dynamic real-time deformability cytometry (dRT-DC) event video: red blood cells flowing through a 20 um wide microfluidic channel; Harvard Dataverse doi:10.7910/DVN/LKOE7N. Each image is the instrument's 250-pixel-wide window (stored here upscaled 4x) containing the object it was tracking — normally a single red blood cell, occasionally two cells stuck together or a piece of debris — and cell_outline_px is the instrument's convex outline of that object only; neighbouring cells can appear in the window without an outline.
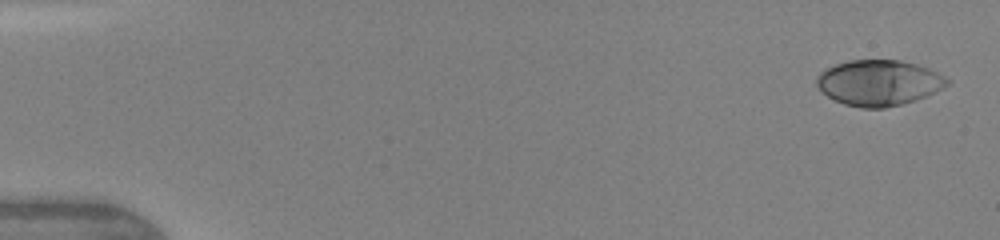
{"species": "human", "species_latin": "Homo sapiens", "temperature_condition": "warm", "stored_images_in_passage": 6, "camera_frame_rate_fps": 3000, "um_per_image_px": 0.085, "donor": {"sex": "female"}, "frame": {"image": 1, "passage_image": 1, "time_ms": 0.0, "image_size_px": [1000, 240], "cell_outline_px": [[952, 80], [944, 88], [924, 96], [900, 104], [884, 108], [860, 108], [844, 104], [828, 96], [816, 84], [816, 76], [820, 72], [836, 64], [848, 60], [900, 60], [916, 64], [928, 68]], "centroid_in_image_um": [74.7, 7.02], "position_along_channel_um": 10.3, "area_um2": 34.45}}
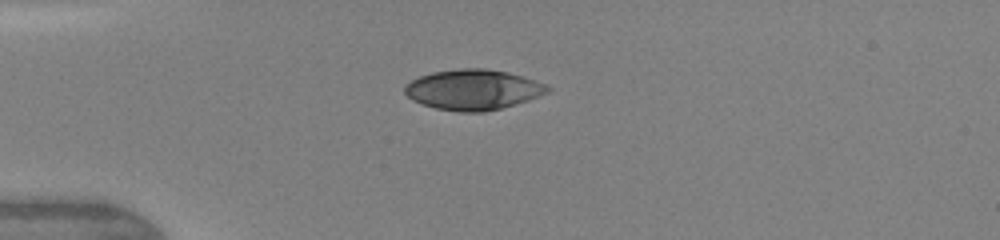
{"frame": {"image": 2, "passage_image": 5, "time_ms": 3.667, "image_size_px": [1000, 240], "cell_outline_px": [[552, 88], [548, 92], [528, 100], [500, 108], [484, 112], [460, 112], [436, 108], [412, 100], [404, 92], [404, 84], [420, 76], [432, 72], [460, 68], [484, 68], [508, 72], [524, 76], [548, 84]], "centroid_in_image_um": [40.23, 7.61], "position_along_channel_um": 44.8, "area_um2": 33.64}}